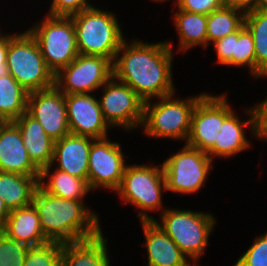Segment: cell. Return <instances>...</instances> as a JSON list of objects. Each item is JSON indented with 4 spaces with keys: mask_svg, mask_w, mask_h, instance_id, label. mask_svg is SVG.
<instances>
[{
    "mask_svg": "<svg viewBox=\"0 0 267 266\" xmlns=\"http://www.w3.org/2000/svg\"><path fill=\"white\" fill-rule=\"evenodd\" d=\"M132 36L116 53L113 76L144 101L178 93L172 73L175 52L165 40L147 42Z\"/></svg>",
    "mask_w": 267,
    "mask_h": 266,
    "instance_id": "1",
    "label": "cell"
},
{
    "mask_svg": "<svg viewBox=\"0 0 267 266\" xmlns=\"http://www.w3.org/2000/svg\"><path fill=\"white\" fill-rule=\"evenodd\" d=\"M32 204L45 238L62 244L94 238L102 232L100 214L84 201L63 199L36 189Z\"/></svg>",
    "mask_w": 267,
    "mask_h": 266,
    "instance_id": "2",
    "label": "cell"
},
{
    "mask_svg": "<svg viewBox=\"0 0 267 266\" xmlns=\"http://www.w3.org/2000/svg\"><path fill=\"white\" fill-rule=\"evenodd\" d=\"M148 163H128L121 184L113 193L122 205L135 208L138 221H154L155 213L160 215L167 209L163 201L167 187L162 164Z\"/></svg>",
    "mask_w": 267,
    "mask_h": 266,
    "instance_id": "3",
    "label": "cell"
},
{
    "mask_svg": "<svg viewBox=\"0 0 267 266\" xmlns=\"http://www.w3.org/2000/svg\"><path fill=\"white\" fill-rule=\"evenodd\" d=\"M206 93L203 90L199 94L182 98L175 92L145 101L141 134L150 140L167 139L185 144L191 129L193 110Z\"/></svg>",
    "mask_w": 267,
    "mask_h": 266,
    "instance_id": "4",
    "label": "cell"
},
{
    "mask_svg": "<svg viewBox=\"0 0 267 266\" xmlns=\"http://www.w3.org/2000/svg\"><path fill=\"white\" fill-rule=\"evenodd\" d=\"M213 212L167 207L154 222L177 244L194 266H202L210 235L215 232L218 218ZM210 238V239H209Z\"/></svg>",
    "mask_w": 267,
    "mask_h": 266,
    "instance_id": "5",
    "label": "cell"
},
{
    "mask_svg": "<svg viewBox=\"0 0 267 266\" xmlns=\"http://www.w3.org/2000/svg\"><path fill=\"white\" fill-rule=\"evenodd\" d=\"M118 16L115 11H107L99 5L70 16L79 54L103 56L114 62L122 42L129 37Z\"/></svg>",
    "mask_w": 267,
    "mask_h": 266,
    "instance_id": "6",
    "label": "cell"
},
{
    "mask_svg": "<svg viewBox=\"0 0 267 266\" xmlns=\"http://www.w3.org/2000/svg\"><path fill=\"white\" fill-rule=\"evenodd\" d=\"M9 28L7 66L10 75L28 93L53 87L55 75L47 67L36 39L27 29L24 31L25 28L15 32Z\"/></svg>",
    "mask_w": 267,
    "mask_h": 266,
    "instance_id": "7",
    "label": "cell"
},
{
    "mask_svg": "<svg viewBox=\"0 0 267 266\" xmlns=\"http://www.w3.org/2000/svg\"><path fill=\"white\" fill-rule=\"evenodd\" d=\"M44 15L39 20L35 18L27 30L36 39L47 67L55 75L79 55L75 27L71 17Z\"/></svg>",
    "mask_w": 267,
    "mask_h": 266,
    "instance_id": "8",
    "label": "cell"
},
{
    "mask_svg": "<svg viewBox=\"0 0 267 266\" xmlns=\"http://www.w3.org/2000/svg\"><path fill=\"white\" fill-rule=\"evenodd\" d=\"M167 156L169 157L161 162L167 193L193 196L205 188L215 167L214 161L206 152L183 144L177 152H170Z\"/></svg>",
    "mask_w": 267,
    "mask_h": 266,
    "instance_id": "9",
    "label": "cell"
},
{
    "mask_svg": "<svg viewBox=\"0 0 267 266\" xmlns=\"http://www.w3.org/2000/svg\"><path fill=\"white\" fill-rule=\"evenodd\" d=\"M98 93L104 120L112 132L116 129L129 134L140 131L145 101L135 91L112 76Z\"/></svg>",
    "mask_w": 267,
    "mask_h": 266,
    "instance_id": "10",
    "label": "cell"
},
{
    "mask_svg": "<svg viewBox=\"0 0 267 266\" xmlns=\"http://www.w3.org/2000/svg\"><path fill=\"white\" fill-rule=\"evenodd\" d=\"M113 76V62L103 56L79 54L54 76V85L64 94H97Z\"/></svg>",
    "mask_w": 267,
    "mask_h": 266,
    "instance_id": "11",
    "label": "cell"
},
{
    "mask_svg": "<svg viewBox=\"0 0 267 266\" xmlns=\"http://www.w3.org/2000/svg\"><path fill=\"white\" fill-rule=\"evenodd\" d=\"M111 137L95 139L92 142L88 161V183L94 192H115L122 181L129 157L123 151L121 142ZM127 162V163H126Z\"/></svg>",
    "mask_w": 267,
    "mask_h": 266,
    "instance_id": "12",
    "label": "cell"
},
{
    "mask_svg": "<svg viewBox=\"0 0 267 266\" xmlns=\"http://www.w3.org/2000/svg\"><path fill=\"white\" fill-rule=\"evenodd\" d=\"M207 92L196 104L186 145L208 152L217 142L223 120L234 110L227 90Z\"/></svg>",
    "mask_w": 267,
    "mask_h": 266,
    "instance_id": "13",
    "label": "cell"
},
{
    "mask_svg": "<svg viewBox=\"0 0 267 266\" xmlns=\"http://www.w3.org/2000/svg\"><path fill=\"white\" fill-rule=\"evenodd\" d=\"M240 110H243V115L239 114L236 109H234L223 120L220 132L218 133L217 142L207 152L214 163H216L215 158H218V160L223 158L224 160L234 159L236 155H241V153L249 151L252 148V145H254L252 140L248 139L250 137L264 142L260 137L257 128L252 105L245 106ZM244 114L247 116V119L242 117ZM247 129L249 130V133L246 131ZM248 134H250L249 137Z\"/></svg>",
    "mask_w": 267,
    "mask_h": 266,
    "instance_id": "14",
    "label": "cell"
},
{
    "mask_svg": "<svg viewBox=\"0 0 267 266\" xmlns=\"http://www.w3.org/2000/svg\"><path fill=\"white\" fill-rule=\"evenodd\" d=\"M27 112L43 127L54 141L70 134L65 95L54 85L29 93Z\"/></svg>",
    "mask_w": 267,
    "mask_h": 266,
    "instance_id": "15",
    "label": "cell"
},
{
    "mask_svg": "<svg viewBox=\"0 0 267 266\" xmlns=\"http://www.w3.org/2000/svg\"><path fill=\"white\" fill-rule=\"evenodd\" d=\"M97 94L65 95L70 133L102 139L111 136L112 129L105 122Z\"/></svg>",
    "mask_w": 267,
    "mask_h": 266,
    "instance_id": "16",
    "label": "cell"
},
{
    "mask_svg": "<svg viewBox=\"0 0 267 266\" xmlns=\"http://www.w3.org/2000/svg\"><path fill=\"white\" fill-rule=\"evenodd\" d=\"M147 266H194L177 244L153 220L139 221Z\"/></svg>",
    "mask_w": 267,
    "mask_h": 266,
    "instance_id": "17",
    "label": "cell"
},
{
    "mask_svg": "<svg viewBox=\"0 0 267 266\" xmlns=\"http://www.w3.org/2000/svg\"><path fill=\"white\" fill-rule=\"evenodd\" d=\"M0 172L40 176L13 121L0 122Z\"/></svg>",
    "mask_w": 267,
    "mask_h": 266,
    "instance_id": "18",
    "label": "cell"
},
{
    "mask_svg": "<svg viewBox=\"0 0 267 266\" xmlns=\"http://www.w3.org/2000/svg\"><path fill=\"white\" fill-rule=\"evenodd\" d=\"M94 140L71 133L56 140L51 165L60 171L88 181L89 153Z\"/></svg>",
    "mask_w": 267,
    "mask_h": 266,
    "instance_id": "19",
    "label": "cell"
},
{
    "mask_svg": "<svg viewBox=\"0 0 267 266\" xmlns=\"http://www.w3.org/2000/svg\"><path fill=\"white\" fill-rule=\"evenodd\" d=\"M172 25L178 37V46L176 50L173 46L174 41L166 39V43L175 51V54H184L190 52V50L196 47L207 48V15L190 13L184 10L178 9L176 6L172 7ZM176 10V11H175Z\"/></svg>",
    "mask_w": 267,
    "mask_h": 266,
    "instance_id": "20",
    "label": "cell"
},
{
    "mask_svg": "<svg viewBox=\"0 0 267 266\" xmlns=\"http://www.w3.org/2000/svg\"><path fill=\"white\" fill-rule=\"evenodd\" d=\"M19 128L24 146L32 163L41 171L53 160L55 141L27 111L13 121Z\"/></svg>",
    "mask_w": 267,
    "mask_h": 266,
    "instance_id": "21",
    "label": "cell"
},
{
    "mask_svg": "<svg viewBox=\"0 0 267 266\" xmlns=\"http://www.w3.org/2000/svg\"><path fill=\"white\" fill-rule=\"evenodd\" d=\"M103 231L96 237L62 245V266H112L109 239Z\"/></svg>",
    "mask_w": 267,
    "mask_h": 266,
    "instance_id": "22",
    "label": "cell"
},
{
    "mask_svg": "<svg viewBox=\"0 0 267 266\" xmlns=\"http://www.w3.org/2000/svg\"><path fill=\"white\" fill-rule=\"evenodd\" d=\"M0 231L28 247L49 242L42 231L40 218L33 204L11 210Z\"/></svg>",
    "mask_w": 267,
    "mask_h": 266,
    "instance_id": "23",
    "label": "cell"
},
{
    "mask_svg": "<svg viewBox=\"0 0 267 266\" xmlns=\"http://www.w3.org/2000/svg\"><path fill=\"white\" fill-rule=\"evenodd\" d=\"M39 186L53 196L86 204L87 195L93 194L88 181L60 171L51 164L40 171Z\"/></svg>",
    "mask_w": 267,
    "mask_h": 266,
    "instance_id": "24",
    "label": "cell"
},
{
    "mask_svg": "<svg viewBox=\"0 0 267 266\" xmlns=\"http://www.w3.org/2000/svg\"><path fill=\"white\" fill-rule=\"evenodd\" d=\"M39 178L40 176L0 172V197L10 211L32 204Z\"/></svg>",
    "mask_w": 267,
    "mask_h": 266,
    "instance_id": "25",
    "label": "cell"
},
{
    "mask_svg": "<svg viewBox=\"0 0 267 266\" xmlns=\"http://www.w3.org/2000/svg\"><path fill=\"white\" fill-rule=\"evenodd\" d=\"M245 11L225 3L207 15V49L213 42L237 32L244 25Z\"/></svg>",
    "mask_w": 267,
    "mask_h": 266,
    "instance_id": "26",
    "label": "cell"
},
{
    "mask_svg": "<svg viewBox=\"0 0 267 266\" xmlns=\"http://www.w3.org/2000/svg\"><path fill=\"white\" fill-rule=\"evenodd\" d=\"M29 93L8 74L0 78V122L15 121L27 111Z\"/></svg>",
    "mask_w": 267,
    "mask_h": 266,
    "instance_id": "27",
    "label": "cell"
},
{
    "mask_svg": "<svg viewBox=\"0 0 267 266\" xmlns=\"http://www.w3.org/2000/svg\"><path fill=\"white\" fill-rule=\"evenodd\" d=\"M244 25L251 32L256 60V77L267 72V10L245 12Z\"/></svg>",
    "mask_w": 267,
    "mask_h": 266,
    "instance_id": "28",
    "label": "cell"
},
{
    "mask_svg": "<svg viewBox=\"0 0 267 266\" xmlns=\"http://www.w3.org/2000/svg\"><path fill=\"white\" fill-rule=\"evenodd\" d=\"M227 68L243 67L248 69L251 80L256 78V60L254 41L251 32L243 25L234 33V47L232 58L224 65Z\"/></svg>",
    "mask_w": 267,
    "mask_h": 266,
    "instance_id": "29",
    "label": "cell"
},
{
    "mask_svg": "<svg viewBox=\"0 0 267 266\" xmlns=\"http://www.w3.org/2000/svg\"><path fill=\"white\" fill-rule=\"evenodd\" d=\"M62 245L49 241L28 247L23 266H62Z\"/></svg>",
    "mask_w": 267,
    "mask_h": 266,
    "instance_id": "30",
    "label": "cell"
},
{
    "mask_svg": "<svg viewBox=\"0 0 267 266\" xmlns=\"http://www.w3.org/2000/svg\"><path fill=\"white\" fill-rule=\"evenodd\" d=\"M251 246L237 258L232 266H267V230L255 234Z\"/></svg>",
    "mask_w": 267,
    "mask_h": 266,
    "instance_id": "31",
    "label": "cell"
},
{
    "mask_svg": "<svg viewBox=\"0 0 267 266\" xmlns=\"http://www.w3.org/2000/svg\"><path fill=\"white\" fill-rule=\"evenodd\" d=\"M28 246L0 231V266H23Z\"/></svg>",
    "mask_w": 267,
    "mask_h": 266,
    "instance_id": "32",
    "label": "cell"
},
{
    "mask_svg": "<svg viewBox=\"0 0 267 266\" xmlns=\"http://www.w3.org/2000/svg\"><path fill=\"white\" fill-rule=\"evenodd\" d=\"M92 0H50L48 5V10L46 11L48 15L51 16H64L70 17L82 10H87L95 7Z\"/></svg>",
    "mask_w": 267,
    "mask_h": 266,
    "instance_id": "33",
    "label": "cell"
},
{
    "mask_svg": "<svg viewBox=\"0 0 267 266\" xmlns=\"http://www.w3.org/2000/svg\"><path fill=\"white\" fill-rule=\"evenodd\" d=\"M225 3V0H177L176 7L190 13L209 15Z\"/></svg>",
    "mask_w": 267,
    "mask_h": 266,
    "instance_id": "34",
    "label": "cell"
},
{
    "mask_svg": "<svg viewBox=\"0 0 267 266\" xmlns=\"http://www.w3.org/2000/svg\"><path fill=\"white\" fill-rule=\"evenodd\" d=\"M267 79V72H264L262 75L252 79L253 81ZM267 94V92H266ZM262 101L253 104L254 116L257 124V128L259 130L260 137L267 143V96Z\"/></svg>",
    "mask_w": 267,
    "mask_h": 266,
    "instance_id": "35",
    "label": "cell"
},
{
    "mask_svg": "<svg viewBox=\"0 0 267 266\" xmlns=\"http://www.w3.org/2000/svg\"><path fill=\"white\" fill-rule=\"evenodd\" d=\"M213 45L214 53L216 55L215 63L217 66H224L233 55L234 47V33L219 39L210 46Z\"/></svg>",
    "mask_w": 267,
    "mask_h": 266,
    "instance_id": "36",
    "label": "cell"
},
{
    "mask_svg": "<svg viewBox=\"0 0 267 266\" xmlns=\"http://www.w3.org/2000/svg\"><path fill=\"white\" fill-rule=\"evenodd\" d=\"M1 26L3 27V25H1V22H0V78L10 74L8 66H7V52H8V47H9V32H8V29H6V30L4 29L7 27V25L3 28Z\"/></svg>",
    "mask_w": 267,
    "mask_h": 266,
    "instance_id": "37",
    "label": "cell"
},
{
    "mask_svg": "<svg viewBox=\"0 0 267 266\" xmlns=\"http://www.w3.org/2000/svg\"><path fill=\"white\" fill-rule=\"evenodd\" d=\"M227 4L234 5L245 12L248 10L255 9L260 0H225Z\"/></svg>",
    "mask_w": 267,
    "mask_h": 266,
    "instance_id": "38",
    "label": "cell"
},
{
    "mask_svg": "<svg viewBox=\"0 0 267 266\" xmlns=\"http://www.w3.org/2000/svg\"><path fill=\"white\" fill-rule=\"evenodd\" d=\"M9 214L10 210L5 205L4 200L0 197V230L4 227Z\"/></svg>",
    "mask_w": 267,
    "mask_h": 266,
    "instance_id": "39",
    "label": "cell"
},
{
    "mask_svg": "<svg viewBox=\"0 0 267 266\" xmlns=\"http://www.w3.org/2000/svg\"><path fill=\"white\" fill-rule=\"evenodd\" d=\"M149 2L151 1V3L153 2V3H157V4H159V3H162V5L163 4H165V2H168V3H171L172 2V4L171 5H173V7L174 6H176V4H177V1L176 0H148Z\"/></svg>",
    "mask_w": 267,
    "mask_h": 266,
    "instance_id": "40",
    "label": "cell"
},
{
    "mask_svg": "<svg viewBox=\"0 0 267 266\" xmlns=\"http://www.w3.org/2000/svg\"><path fill=\"white\" fill-rule=\"evenodd\" d=\"M255 9L267 10V0H260L258 6Z\"/></svg>",
    "mask_w": 267,
    "mask_h": 266,
    "instance_id": "41",
    "label": "cell"
}]
</instances>
